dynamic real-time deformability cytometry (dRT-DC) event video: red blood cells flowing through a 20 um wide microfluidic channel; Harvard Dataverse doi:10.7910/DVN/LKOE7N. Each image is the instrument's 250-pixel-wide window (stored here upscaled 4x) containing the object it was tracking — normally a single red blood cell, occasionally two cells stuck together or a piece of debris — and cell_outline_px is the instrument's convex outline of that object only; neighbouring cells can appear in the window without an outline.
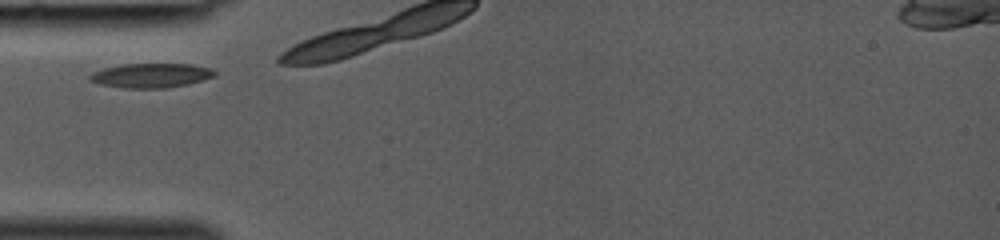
{"species": "common noctule bat (a hibernating species)", "species_latin": "Nyctalus noctula", "temperature_condition": "room temperature", "stored_images_in_passage": 3, "camera_frame_rate_fps": 3000, "um_per_image_px": 0.085, "animal": {"sex": "female", "body_mass_g": 19.0, "forearm_length_mm": 53.3}, "frame": {"image": 1, "passage_image": 1, "time_ms": 0.0, "image_size_px": [1000, 240], "cell_outline_px": [[216, 76], [204, 80], [188, 84], [168, 88], [124, 88], [100, 84], [88, 80], [88, 76], [92, 72], [104, 68], [120, 64], [192, 64], [212, 68], [216, 72]], "centroid_in_image_um": [12.85, 6.41], "position_along_channel_um": 72.1, "area_um2": 17.98}}